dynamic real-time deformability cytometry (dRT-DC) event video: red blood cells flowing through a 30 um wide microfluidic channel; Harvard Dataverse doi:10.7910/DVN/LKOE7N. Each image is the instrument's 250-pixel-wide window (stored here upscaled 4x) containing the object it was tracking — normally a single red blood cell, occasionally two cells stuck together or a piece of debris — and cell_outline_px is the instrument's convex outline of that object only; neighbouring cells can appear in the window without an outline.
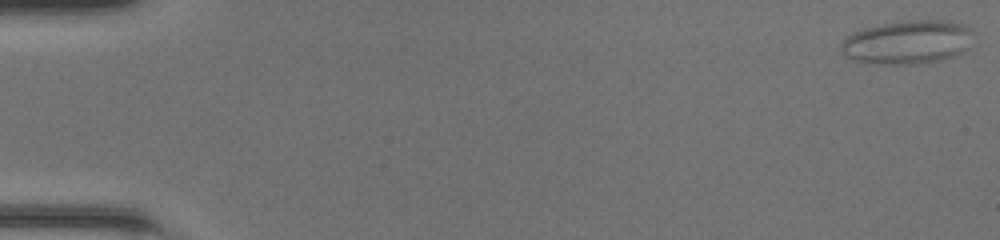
{"species": "common noctule bat (a hibernating species)", "species_latin": "Nyctalus noctula", "temperature_condition": "room temperature", "stored_images_in_passage": 49, "camera_frame_rate_fps": 3000, "um_per_image_px": 0.085, "animal": {"sex": "female", "body_mass_g": 20.0, "forearm_length_mm": 54.0}, "frame": {"image": 1, "passage_image": 1, "time_ms": 0.0, "image_size_px": [1000, 240], "cell_outline_px": [[976, 32], [968, 48], [964, 52], [956, 56], [940, 60], [912, 64], [880, 64], [856, 60], [844, 56], [840, 52], [840, 44], [852, 32], [864, 28], [884, 24], [912, 20], [940, 20], [964, 24], [972, 28]], "centroid_in_image_um": [77.19, 3.58], "position_along_channel_um": 7.8, "area_um2": 33.93}}
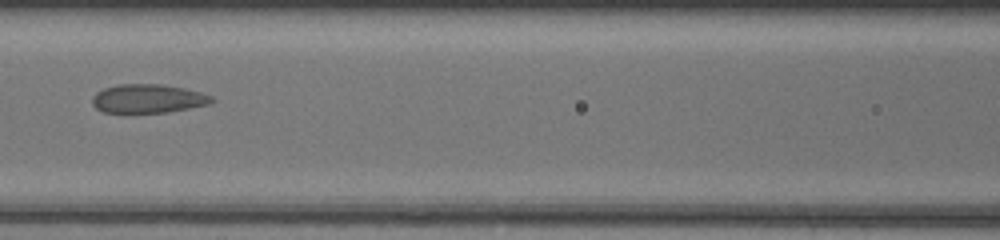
{"frame": {"image": 2, "passage_image": 23, "time_ms": 7.333, "image_size_px": [1000, 240], "cell_outline_px": [[216, 100], [212, 104], [168, 112], [104, 112], [96, 108], [92, 104], [92, 96], [96, 92], [104, 88], [120, 84], [164, 84], [184, 88], [200, 92], [212, 96]], "centroid_in_image_um": [12.61, 8.38], "position_along_channel_um": 154.0, "area_um2": 20.11}}
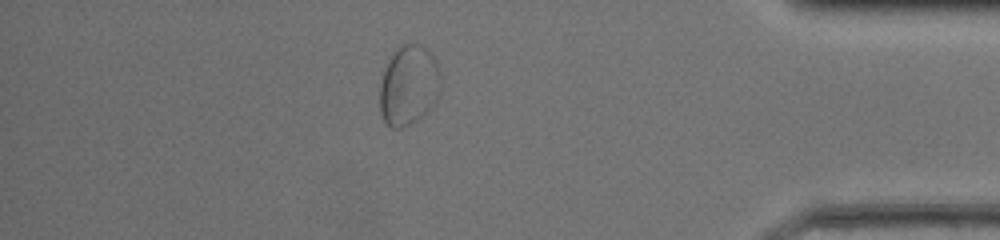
{"frame": {"image": 3, "passage_image": 43, "time_ms": 14.0, "image_size_px": [1000, 240], "cell_outline_px": [[440, 88], [436, 100], [428, 112], [416, 120], [400, 128], [392, 128], [384, 120], [380, 112], [380, 84], [384, 68], [392, 52], [400, 44], [416, 44], [432, 52], [440, 68]], "centroid_in_image_um": [34.74, 7.23], "position_along_channel_um": 400.5, "area_um2": 28.61}}